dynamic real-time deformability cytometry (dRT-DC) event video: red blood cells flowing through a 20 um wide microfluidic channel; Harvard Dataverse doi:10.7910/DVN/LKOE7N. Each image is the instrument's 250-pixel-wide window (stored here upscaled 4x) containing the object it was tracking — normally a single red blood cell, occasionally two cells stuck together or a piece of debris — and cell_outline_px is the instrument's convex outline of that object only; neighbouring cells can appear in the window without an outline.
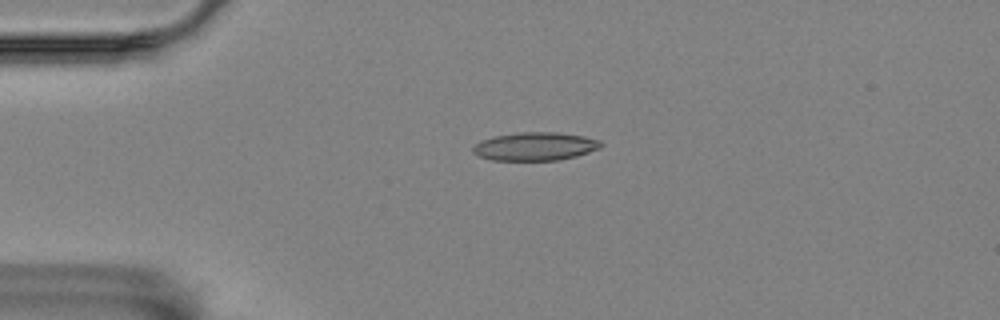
{"species": "Egyptian fruit bat (a non-hibernating species)", "species_latin": "Rousettus aegyptiacus", "temperature_condition": "room temperature", "stored_images_in_passage": 2, "camera_frame_rate_fps": 3000, "um_per_image_px": 0.085, "animal": {"sex": "female"}, "frame": {"image": 1, "passage_image": 2, "time_ms": 0.333, "image_size_px": [1000, 320], "cell_outline_px": [[604, 144], [600, 148], [576, 156], [560, 160], [492, 160], [476, 156], [472, 152], [472, 148], [480, 140], [496, 136], [520, 132], [556, 132], [584, 136], [600, 140]], "centroid_in_image_um": [45.48, 12.44], "position_along_channel_um": 39.5, "area_um2": 21.15}}